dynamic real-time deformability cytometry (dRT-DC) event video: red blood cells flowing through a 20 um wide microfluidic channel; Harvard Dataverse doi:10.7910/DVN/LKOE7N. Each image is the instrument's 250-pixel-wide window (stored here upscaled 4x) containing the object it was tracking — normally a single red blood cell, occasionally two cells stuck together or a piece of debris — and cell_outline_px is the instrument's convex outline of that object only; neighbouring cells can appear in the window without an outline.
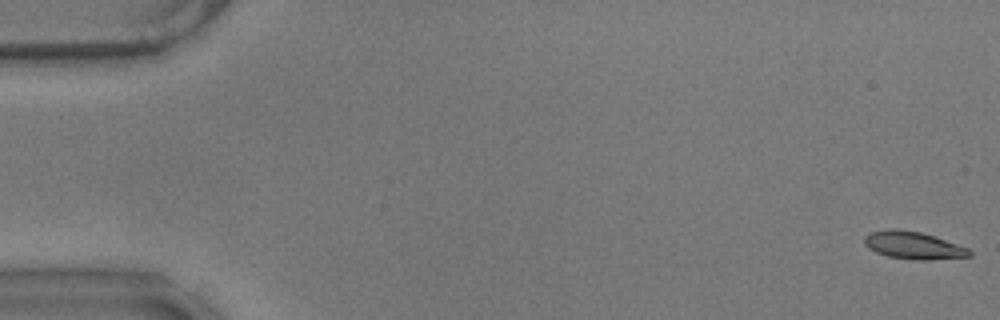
{"species": "common noctule bat (a hibernating species)", "species_latin": "Nyctalus noctula", "temperature_condition": "warm", "stored_images_in_passage": 58, "camera_frame_rate_fps": 3000, "um_per_image_px": 0.085, "animal": {"sex": "male", "body_mass_g": 17.9}, "frame": {"image": 1, "passage_image": 1, "time_ms": 0.0, "image_size_px": [1000, 320], "cell_outline_px": [[972, 256], [928, 260], [916, 260], [888, 256], [876, 252], [868, 248], [864, 244], [864, 236], [872, 232], [888, 228], [896, 228], [920, 232], [968, 248], [972, 252]], "centroid_in_image_um": [77.6, 20.85], "position_along_channel_um": 7.4, "area_um2": 16.7}}
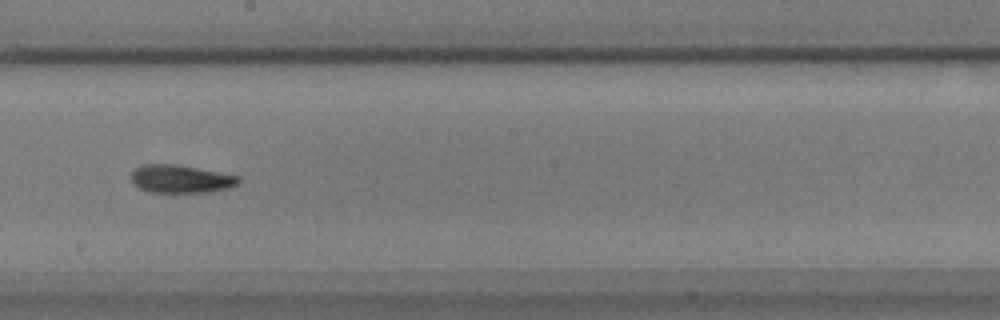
{"frame": {"image": 2, "passage_image": 33, "time_ms": 10.667, "image_size_px": [1000, 320], "cell_outline_px": [[240, 180], [236, 184], [228, 188], [208, 192], [148, 192], [136, 188], [132, 184], [132, 172], [136, 168], [144, 164], [176, 164], [240, 176]], "centroid_in_image_um": [15.32, 15.21], "position_along_channel_um": 232.9, "area_um2": 17.51}}
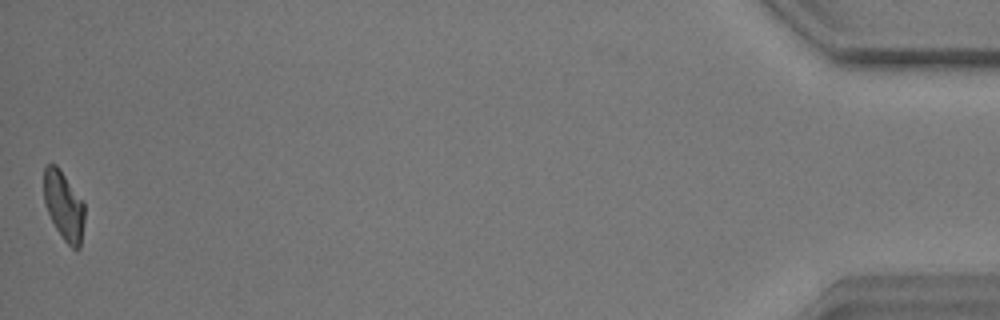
{"frame": {"image": 3, "passage_image": 58, "time_ms": 19.0, "image_size_px": [1000, 320], "cell_outline_px": [[84, 220], [80, 248], [72, 248], [64, 240], [56, 228], [44, 204], [44, 164], [56, 164], [60, 168], [84, 200]], "centroid_in_image_um": [5.43, 17.44], "position_along_channel_um": 429.8, "area_um2": 16.53}, "authors_computed_cell_mechanics": {"area_um2": 17.3689, "velocity_mm_per_s": 3.4834, "shape_relaxation_time_tau1_ms": 5.716, "shape_relaxation_time_tau2_ms": 3.8359, "deformation_change_tau1": 0.1629, "deformation_change_tau2": 0.1102}}